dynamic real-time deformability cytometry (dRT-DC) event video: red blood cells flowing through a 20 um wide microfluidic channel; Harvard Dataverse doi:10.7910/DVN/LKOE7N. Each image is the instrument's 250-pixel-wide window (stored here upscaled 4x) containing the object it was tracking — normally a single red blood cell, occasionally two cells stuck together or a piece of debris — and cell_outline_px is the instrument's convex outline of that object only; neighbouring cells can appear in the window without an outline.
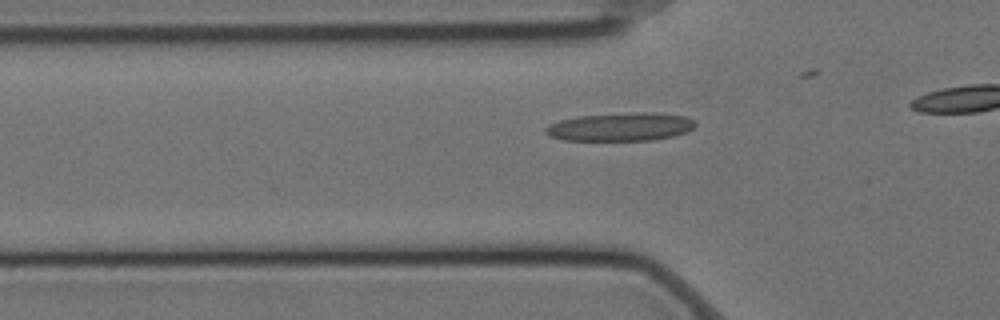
{"species": "Egyptian fruit bat (a non-hibernating species)", "species_latin": "Rousettus aegyptiacus", "temperature_condition": "cold", "stored_images_in_passage": 8, "camera_frame_rate_fps": 3000, "um_per_image_px": 0.085, "animal": {"sex": "female"}, "frame": {"image": 1, "passage_image": 2, "time_ms": 0.333, "image_size_px": [1000, 320], "cell_outline_px": [[696, 124], [692, 128], [684, 132], [672, 136], [652, 140], [564, 140], [548, 136], [544, 132], [544, 128], [548, 124], [560, 120], [576, 116], [640, 112], [652, 112], [684, 116], [692, 120]], "centroid_in_image_um": [52.67, 10.78], "position_along_channel_um": 73.1, "area_um2": 24.57}}
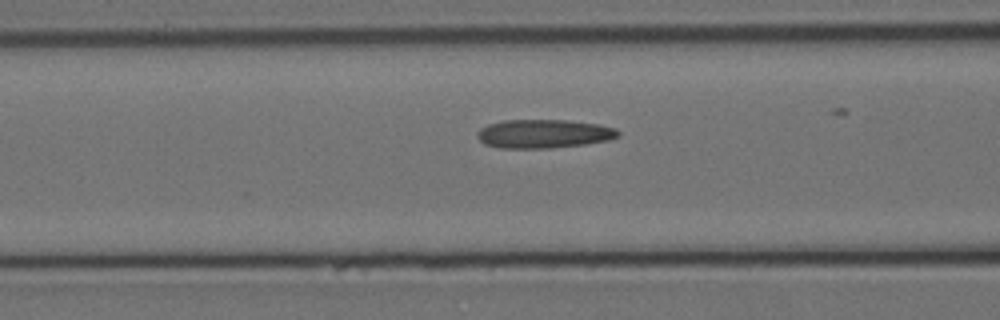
{"frame": {"image": 2, "passage_image": 6, "time_ms": 1.667, "image_size_px": [1000, 320], "cell_outline_px": [[620, 136], [608, 140], [584, 144], [552, 148], [500, 148], [484, 144], [476, 136], [476, 132], [480, 128], [488, 124], [504, 120], [568, 120], [600, 124], [616, 128], [620, 132]], "centroid_in_image_um": [46.22, 11.36], "position_along_channel_um": 120.4, "area_um2": 23.76}}